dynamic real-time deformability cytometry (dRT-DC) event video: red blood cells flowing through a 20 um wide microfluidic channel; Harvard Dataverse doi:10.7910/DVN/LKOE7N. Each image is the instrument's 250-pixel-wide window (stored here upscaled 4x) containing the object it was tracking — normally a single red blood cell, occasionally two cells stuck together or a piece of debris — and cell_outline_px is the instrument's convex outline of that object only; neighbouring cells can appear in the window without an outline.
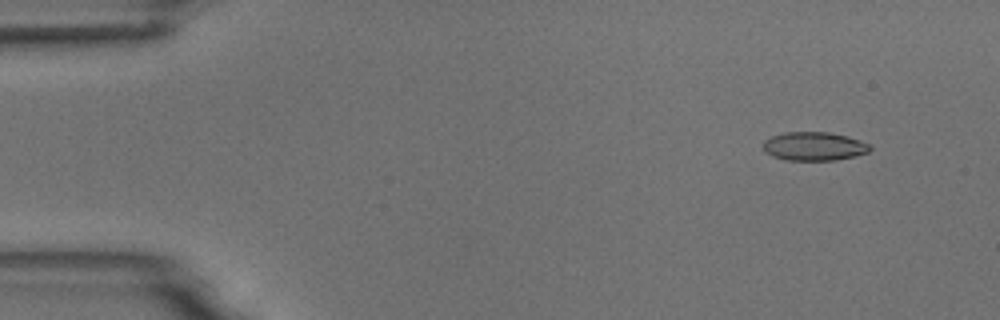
{"species": "common noctule bat (a hibernating species)", "species_latin": "Nyctalus noctula", "temperature_condition": "room temperature", "stored_images_in_passage": 6, "camera_frame_rate_fps": 3000, "um_per_image_px": 0.085, "animal": {"sex": "male", "body_mass_g": 18.8}, "frame": {"image": 1, "passage_image": 2, "time_ms": 1.333, "image_size_px": [1000, 320], "cell_outline_px": [[872, 148], [868, 152], [856, 156], [836, 160], [784, 160], [772, 156], [764, 148], [764, 140], [772, 136], [784, 132], [828, 132], [848, 136], [860, 140], [868, 144]], "centroid_in_image_um": [69.22, 12.43], "position_along_channel_um": 15.8, "area_um2": 17.8}}
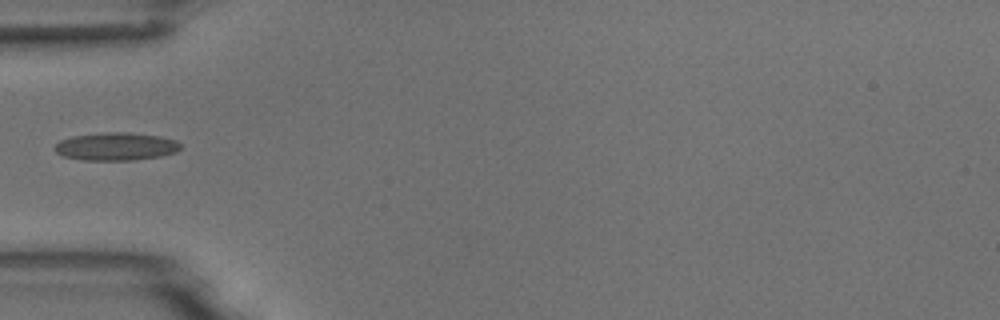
{"frame": {"image": 2, "passage_image": 5, "time_ms": 5.667, "image_size_px": [1000, 320], "cell_outline_px": [[180, 148], [176, 152], [160, 156], [132, 160], [84, 160], [64, 156], [56, 152], [52, 148], [60, 140], [72, 136], [104, 132], [128, 132], [160, 136], [176, 140], [180, 144]], "centroid_in_image_um": [9.84, 12.44], "position_along_channel_um": 75.2, "area_um2": 20.46}}